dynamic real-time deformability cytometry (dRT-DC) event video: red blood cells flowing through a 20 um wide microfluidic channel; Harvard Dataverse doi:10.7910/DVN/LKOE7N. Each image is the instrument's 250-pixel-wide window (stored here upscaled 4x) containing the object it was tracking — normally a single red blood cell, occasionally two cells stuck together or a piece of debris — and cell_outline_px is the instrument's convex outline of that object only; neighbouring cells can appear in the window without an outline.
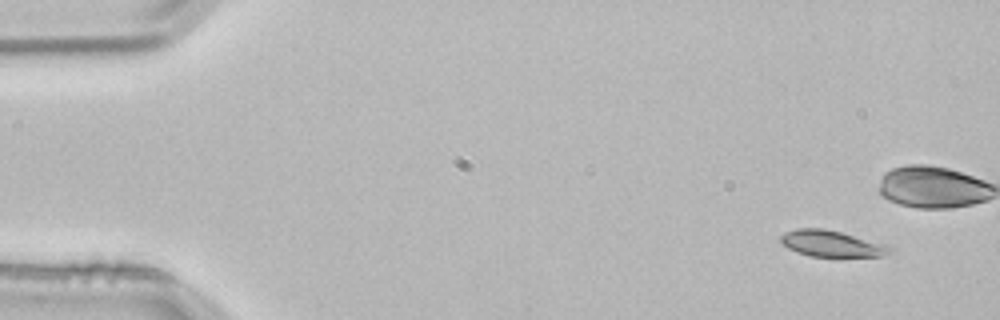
{"species": "common noctule bat (a hibernating species)", "species_latin": "Nyctalus noctula", "temperature_condition": "room temperature", "stored_images_in_passage": 4, "camera_frame_rate_fps": 3000, "um_per_image_px": 0.085, "animal": {"sex": "male", "body_mass_g": 21.5, "forearm_length_mm": 52.0}, "frame": {"image": 1, "passage_image": 1, "time_ms": 0.0, "image_size_px": [1000, 320], "cell_outline_px": [[892, 252], [884, 256], [808, 256], [796, 252], [780, 244], [780, 236], [784, 232], [796, 228], [824, 228], [840, 232], [884, 244], [892, 248]], "centroid_in_image_um": [70.61, 20.7], "position_along_channel_um": 14.4, "area_um2": 16.65}}